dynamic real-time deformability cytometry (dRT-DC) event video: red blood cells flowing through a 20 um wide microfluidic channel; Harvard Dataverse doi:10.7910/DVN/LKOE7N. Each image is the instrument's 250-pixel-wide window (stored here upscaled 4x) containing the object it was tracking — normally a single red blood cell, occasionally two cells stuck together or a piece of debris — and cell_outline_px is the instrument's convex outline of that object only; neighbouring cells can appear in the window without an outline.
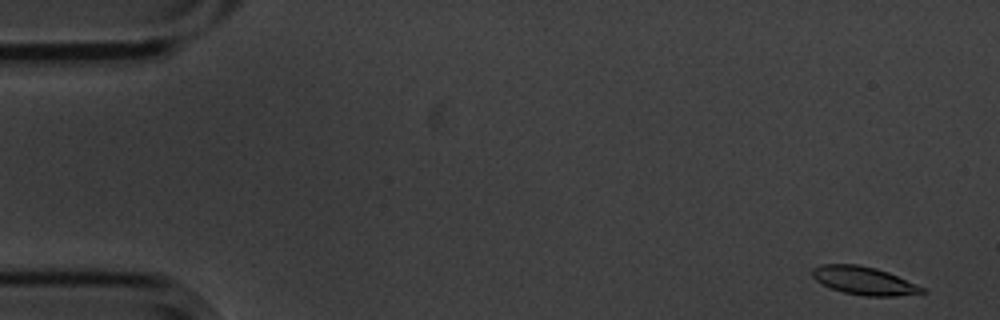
{"species": "common noctule bat (a hibernating species)", "species_latin": "Nyctalus noctula", "temperature_condition": "cold", "stored_images_in_passage": 54, "camera_frame_rate_fps": 3000, "um_per_image_px": 0.085, "animal": {"sex": "male", "body_mass_g": 20.1, "forearm_length_mm": 53.5}, "frame": {"image": 1, "passage_image": 1, "time_ms": 0.0, "image_size_px": [1000, 320], "cell_outline_px": [[928, 292], [896, 296], [864, 296], [844, 292], [832, 288], [816, 280], [812, 276], [812, 268], [820, 264], [860, 264], [876, 268], [888, 272], [916, 284], [924, 288]], "centroid_in_image_um": [73.44, 23.85], "position_along_channel_um": 11.6, "area_um2": 17.92}}
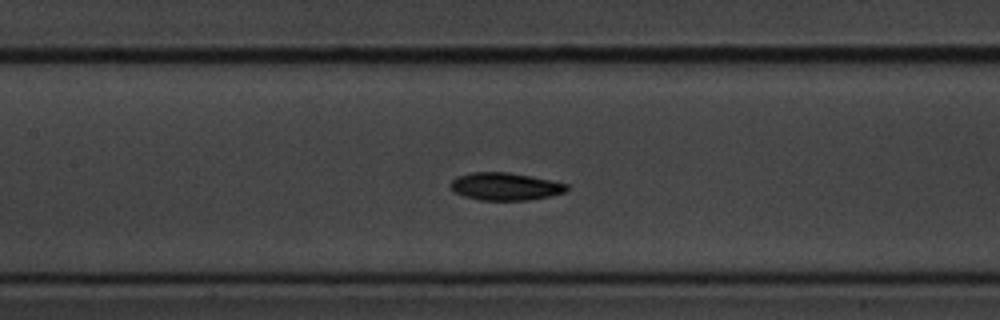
{"frame": {"image": 2, "passage_image": 24, "time_ms": 7.667, "image_size_px": [1000, 320], "cell_outline_px": [[568, 188], [564, 192], [552, 196], [528, 200], [480, 200], [464, 196], [452, 192], [448, 184], [456, 176], [472, 172], [508, 172], [532, 176], [552, 180], [568, 184]], "centroid_in_image_um": [42.91, 15.84], "position_along_channel_um": 164.5, "area_um2": 18.96}}
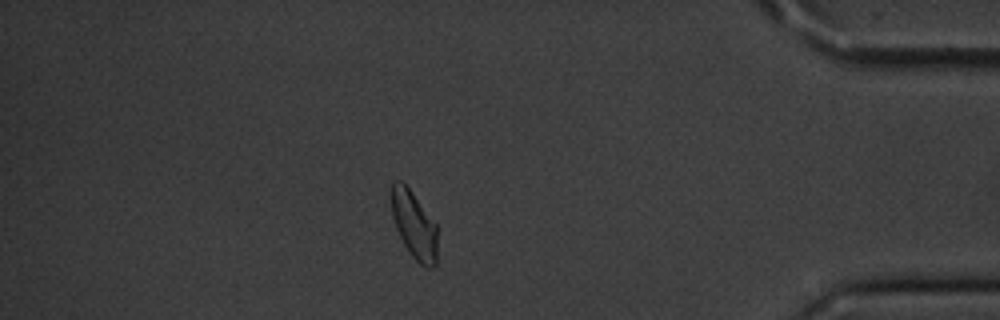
{"frame": {"image": 3, "passage_image": 47, "time_ms": 15.333, "image_size_px": [1000, 320], "cell_outline_px": [[436, 264], [432, 268], [428, 268], [420, 264], [412, 256], [404, 244], [396, 228], [392, 216], [392, 184], [396, 180], [400, 180], [412, 192], [436, 224]], "centroid_in_image_um": [35.2, 19.14], "position_along_channel_um": 400.0, "area_um2": 17.69}, "authors_computed_cell_mechanics": {"area_um2": 18.7561, "velocity_mm_per_s": 3.5645, "shape_relaxation_time_tau1_ms": 2.8016, "shape_relaxation_time_tau2_ms": 6.0641, "deformation_change_tau1": 0.0977, "deformation_change_tau2": 0.1128}}